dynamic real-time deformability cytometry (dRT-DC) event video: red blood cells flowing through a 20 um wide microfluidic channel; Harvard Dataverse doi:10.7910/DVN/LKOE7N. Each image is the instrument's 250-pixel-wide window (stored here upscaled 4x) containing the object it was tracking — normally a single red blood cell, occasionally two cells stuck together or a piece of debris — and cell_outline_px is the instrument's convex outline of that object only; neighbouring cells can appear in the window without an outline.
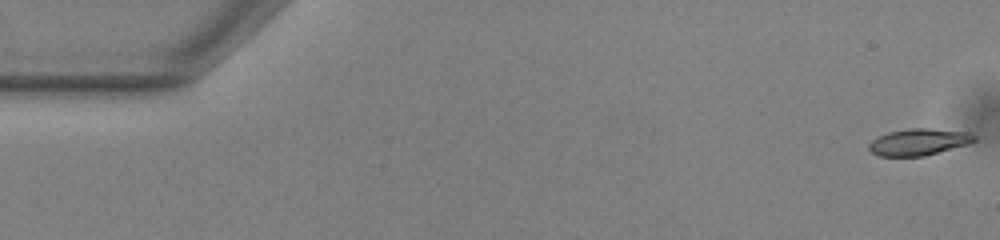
{"species": "common noctule bat (a hibernating species)", "species_latin": "Nyctalus noctula", "temperature_condition": "warm", "stored_images_in_passage": 54, "camera_frame_rate_fps": 3000, "um_per_image_px": 0.085, "animal": {"sex": "male", "body_mass_g": 13.0, "forearm_length_mm": 53.1}, "frame": {"image": 1, "passage_image": 1, "time_ms": 0.0, "image_size_px": [1000, 240], "cell_outline_px": [[976, 140], [968, 144], [924, 156], [880, 156], [872, 152], [868, 148], [868, 144], [872, 140], [888, 132], [908, 128], [928, 128], [968, 132], [976, 136]], "centroid_in_image_um": [78.09, 12.06], "position_along_channel_um": 6.9, "area_um2": 16.3}}
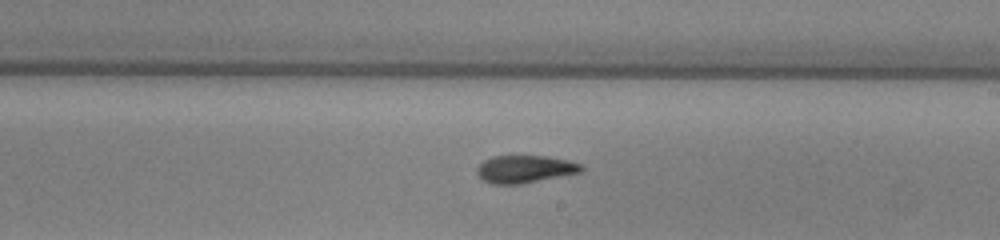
{"frame": {"image": 2, "passage_image": 31, "time_ms": 10.0, "image_size_px": [1000, 240], "cell_outline_px": [[584, 168], [580, 172], [520, 184], [492, 184], [484, 180], [476, 172], [476, 168], [484, 160], [492, 156], [548, 156], [580, 164]], "centroid_in_image_um": [44.57, 14.37], "position_along_channel_um": 244.4, "area_um2": 16.47}}
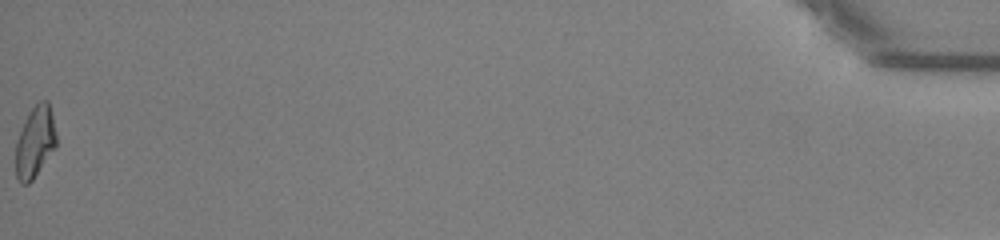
{"frame": {"image": 3, "passage_image": 54, "time_ms": 17.667, "image_size_px": [1000, 240], "cell_outline_px": [[56, 148], [32, 180], [28, 184], [20, 184], [16, 176], [16, 144], [24, 120], [32, 108], [40, 100], [48, 100], [56, 132]], "centroid_in_image_um": [2.99, 12.08], "position_along_channel_um": 432.2, "area_um2": 16.82}, "authors_computed_cell_mechanics": {"area_um2": 16.8776, "velocity_mm_per_s": 3.8372, "shape_relaxation_time_tau1_ms": 5.4151, "shape_relaxation_time_tau2_ms": 2.5065, "deformation_change_tau1": 0.1778, "deformation_change_tau2": 0.0949}}